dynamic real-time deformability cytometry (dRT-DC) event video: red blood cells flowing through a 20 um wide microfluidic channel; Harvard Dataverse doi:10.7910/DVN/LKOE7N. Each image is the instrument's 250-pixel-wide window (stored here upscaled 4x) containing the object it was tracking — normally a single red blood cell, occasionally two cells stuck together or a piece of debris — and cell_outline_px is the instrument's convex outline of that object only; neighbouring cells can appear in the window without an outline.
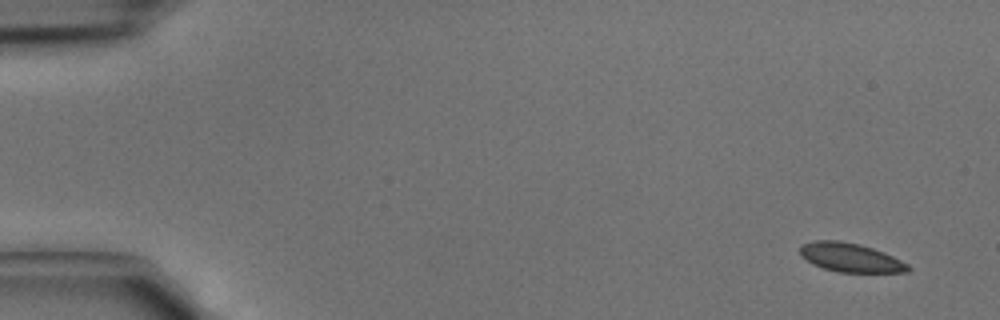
{"species": "common noctule bat (a hibernating species)", "species_latin": "Nyctalus noctula", "temperature_condition": "cold", "stored_images_in_passage": 3, "camera_frame_rate_fps": 3000, "um_per_image_px": 0.085, "animal": {"sex": "male", "body_mass_g": 15.6}, "frame": {"image": 1, "passage_image": 1, "time_ms": 0.0, "image_size_px": [1000, 320], "cell_outline_px": [[912, 268], [908, 272], [836, 272], [812, 264], [800, 256], [800, 244], [812, 240], [840, 240], [860, 244], [884, 252], [908, 264]], "centroid_in_image_um": [72.25, 21.88], "position_along_channel_um": 12.8, "area_um2": 18.38}}